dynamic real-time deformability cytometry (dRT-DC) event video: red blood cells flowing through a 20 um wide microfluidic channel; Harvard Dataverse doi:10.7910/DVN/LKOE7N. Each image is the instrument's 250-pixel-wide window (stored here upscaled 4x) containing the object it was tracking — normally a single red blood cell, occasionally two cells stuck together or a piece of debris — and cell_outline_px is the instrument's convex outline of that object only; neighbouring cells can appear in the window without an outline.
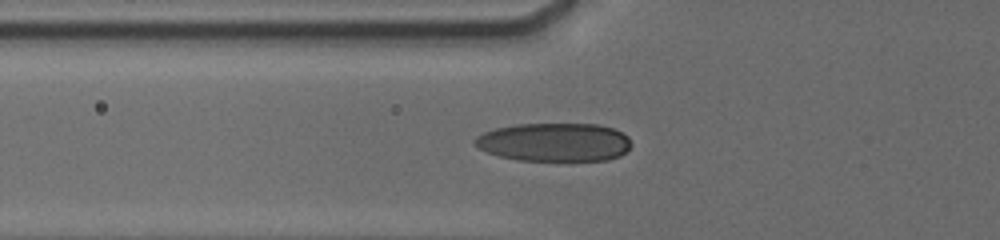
{"species": "human", "species_latin": "Homo sapiens", "temperature_condition": "cold", "stored_images_in_passage": 25, "camera_frame_rate_fps": 3000, "um_per_image_px": 0.085, "donor": {"sex": "male"}, "frame": {"image": 1, "passage_image": 9, "time_ms": 7.333, "image_size_px": [1000, 240], "cell_outline_px": [[632, 144], [620, 156], [608, 160], [516, 160], [500, 156], [488, 152], [472, 144], [472, 140], [476, 136], [484, 132], [496, 128], [516, 124], [596, 124], [612, 128], [628, 136]], "centroid_in_image_um": [47.1, 12.08], "position_along_channel_um": 78.7, "area_um2": 35.03}}
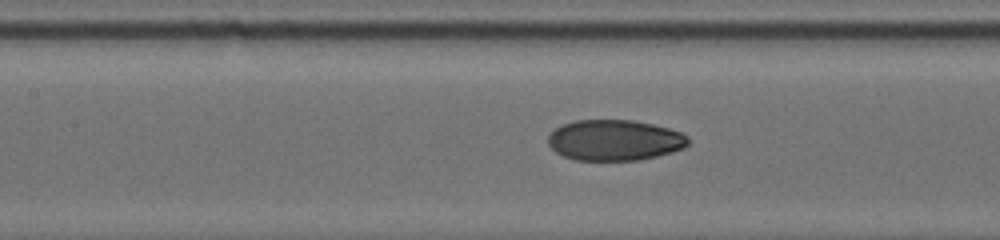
{"frame": {"image": 2, "passage_image": 14, "time_ms": 9.333, "image_size_px": [1000, 240], "cell_outline_px": [[688, 144], [684, 148], [672, 152], [656, 156], [636, 160], [576, 160], [564, 156], [556, 152], [548, 144], [548, 136], [560, 124], [576, 120], [632, 120], [652, 124], [668, 128], [680, 132], [688, 136]], "centroid_in_image_um": [52.23, 11.91], "position_along_channel_um": 155.2, "area_um2": 33.23}}
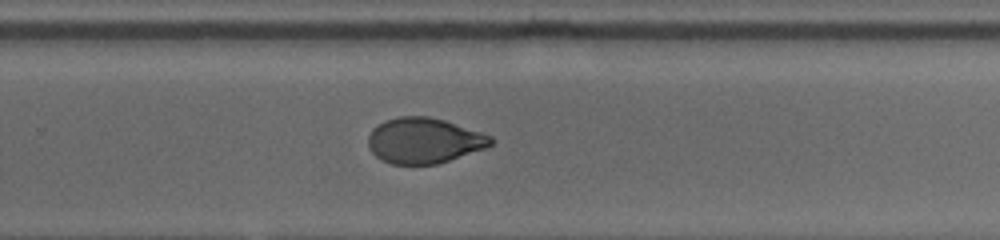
{"frame": {"image": 3, "passage_image": 23, "time_ms": 13.0, "image_size_px": [1000, 240], "cell_outline_px": [[492, 144], [488, 148], [436, 164], [392, 164], [380, 160], [372, 152], [368, 144], [368, 136], [372, 128], [384, 120], [400, 116], [428, 116], [444, 120], [492, 136]], "centroid_in_image_um": [36.03, 11.95], "position_along_channel_um": 293.8, "area_um2": 32.6}}